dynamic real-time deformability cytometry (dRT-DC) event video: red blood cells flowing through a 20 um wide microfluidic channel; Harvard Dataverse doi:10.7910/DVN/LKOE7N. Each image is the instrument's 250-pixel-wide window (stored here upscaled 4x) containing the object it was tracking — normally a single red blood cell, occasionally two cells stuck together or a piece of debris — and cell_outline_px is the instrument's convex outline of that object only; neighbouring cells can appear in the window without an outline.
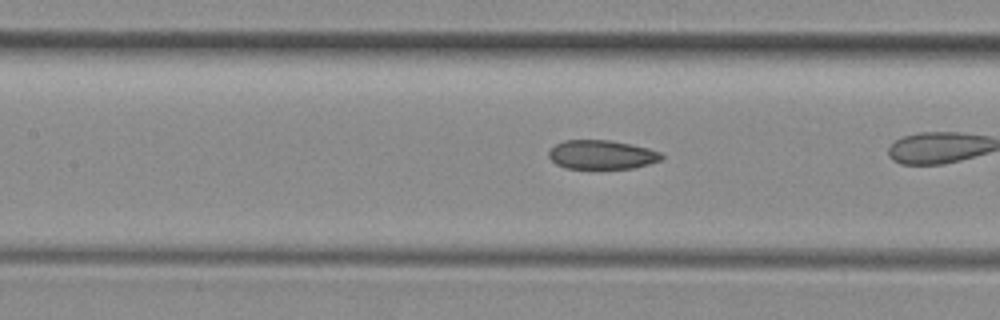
{"species": "common noctule bat (a hibernating species)", "species_latin": "Nyctalus noctula", "temperature_condition": "room temperature", "stored_images_in_passage": 18, "camera_frame_rate_fps": 3000, "um_per_image_px": 0.085, "animal": {"sex": "female", "body_mass_g": 29.2, "forearm_length_mm": 56.3}, "frame": {"image": 1, "passage_image": 8, "time_ms": 2.333, "image_size_px": [1000, 320], "cell_outline_px": [[664, 160], [632, 168], [564, 168], [556, 164], [548, 156], [548, 152], [556, 144], [564, 140], [608, 140], [632, 144], [648, 148], [660, 152], [664, 156]], "centroid_in_image_um": [51.17, 13.14], "position_along_channel_um": 156.2, "area_um2": 19.07}}
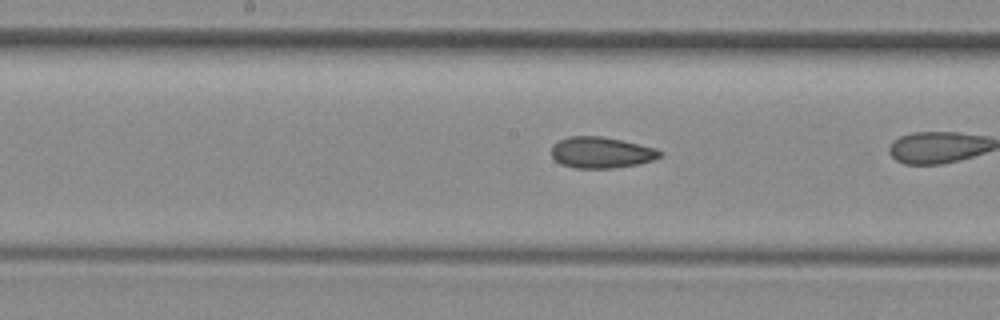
{"frame": {"image": 2, "passage_image": 11, "time_ms": 3.333, "image_size_px": [1000, 320], "cell_outline_px": [[664, 156], [656, 160], [640, 164], [612, 168], [576, 168], [560, 164], [552, 156], [552, 144], [568, 136], [600, 136], [620, 140], [656, 148], [664, 152]], "centroid_in_image_um": [51.16, 12.97], "position_along_channel_um": 197.0, "area_um2": 19.88}}